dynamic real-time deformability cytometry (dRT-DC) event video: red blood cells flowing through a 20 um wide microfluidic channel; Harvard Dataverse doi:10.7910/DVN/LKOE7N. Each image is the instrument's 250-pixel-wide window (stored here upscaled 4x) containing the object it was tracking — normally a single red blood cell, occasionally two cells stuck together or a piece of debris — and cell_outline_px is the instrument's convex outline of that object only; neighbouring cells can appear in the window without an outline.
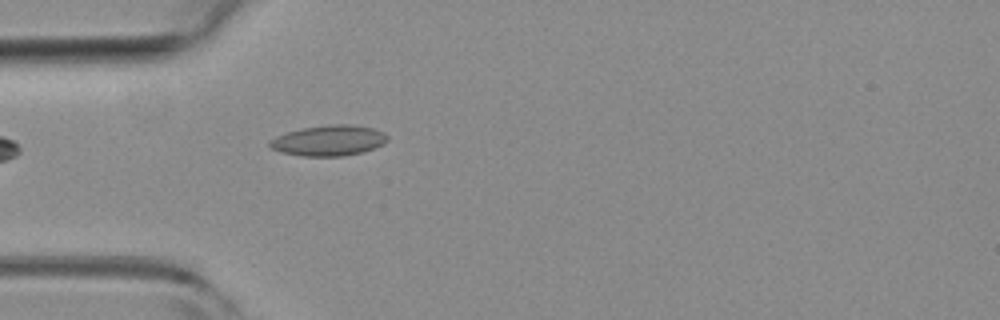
{"species": "common noctule bat (a hibernating species)", "species_latin": "Nyctalus noctula", "temperature_condition": "room temperature", "stored_images_in_passage": 4, "camera_frame_rate_fps": 3000, "um_per_image_px": 0.085, "animal": {"sex": "female", "body_mass_g": 19.3, "forearm_length_mm": 54.1}, "frame": {"image": 1, "passage_image": 4, "time_ms": 1.0, "image_size_px": [1000, 320], "cell_outline_px": [[388, 140], [384, 144], [360, 152], [344, 156], [300, 156], [280, 152], [272, 148], [268, 144], [268, 140], [276, 136], [288, 132], [304, 128], [328, 124], [352, 124], [372, 128], [384, 132], [388, 136]], "centroid_in_image_um": [27.93, 11.94], "position_along_channel_um": 57.1, "area_um2": 20.98}}